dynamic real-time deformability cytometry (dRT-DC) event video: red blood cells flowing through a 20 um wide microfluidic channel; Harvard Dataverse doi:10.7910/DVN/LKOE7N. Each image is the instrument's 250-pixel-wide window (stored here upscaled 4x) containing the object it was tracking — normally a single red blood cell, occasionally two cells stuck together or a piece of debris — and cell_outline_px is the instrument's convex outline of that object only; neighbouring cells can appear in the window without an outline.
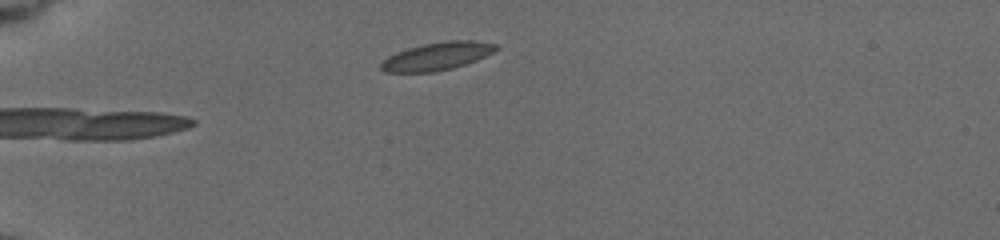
{"species": "common noctule bat (a hibernating species)", "species_latin": "Nyctalus noctula", "temperature_condition": "cold", "stored_images_in_passage": 22, "camera_frame_rate_fps": 3000, "um_per_image_px": 0.085, "animal": {"sex": "female", "body_mass_g": 19.5, "forearm_length_mm": 54.1}, "frame": {"image": 1, "passage_image": 1, "time_ms": 0.0, "image_size_px": [1000, 240], "cell_outline_px": [[500, 48], [476, 60], [452, 68], [432, 72], [384, 72], [380, 68], [380, 64], [388, 56], [396, 52], [408, 48], [424, 44], [444, 40], [472, 40], [496, 44]], "centroid_in_image_um": [37.14, 4.77], "position_along_channel_um": 47.9, "area_um2": 18.55}}
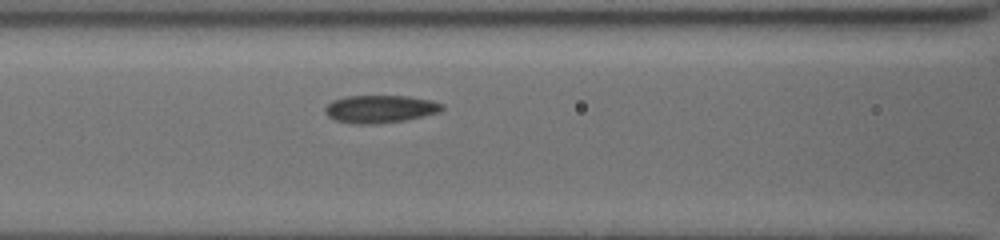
{"frame": {"image": 2, "passage_image": 15, "time_ms": 3.333, "image_size_px": [1000, 240], "cell_outline_px": [[444, 108], [440, 112], [424, 116], [404, 120], [376, 124], [352, 124], [336, 120], [328, 116], [324, 112], [324, 108], [332, 100], [348, 96], [408, 96], [432, 100], [444, 104]], "centroid_in_image_um": [32.32, 9.26], "position_along_channel_um": 134.3, "area_um2": 19.02}}
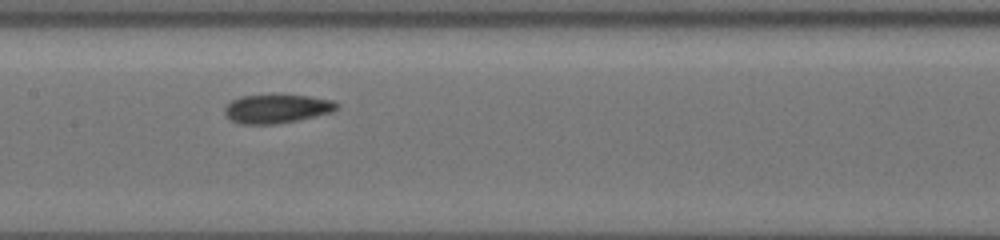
{"frame": {"image": 3, "passage_image": 21, "time_ms": 4.667, "image_size_px": [1000, 240], "cell_outline_px": [[340, 104], [332, 112], [296, 120], [276, 124], [240, 124], [228, 120], [224, 112], [224, 108], [232, 100], [240, 96], [272, 92], [308, 96], [332, 100]], "centroid_in_image_um": [23.47, 9.2], "position_along_channel_um": 183.9, "area_um2": 19.48}}